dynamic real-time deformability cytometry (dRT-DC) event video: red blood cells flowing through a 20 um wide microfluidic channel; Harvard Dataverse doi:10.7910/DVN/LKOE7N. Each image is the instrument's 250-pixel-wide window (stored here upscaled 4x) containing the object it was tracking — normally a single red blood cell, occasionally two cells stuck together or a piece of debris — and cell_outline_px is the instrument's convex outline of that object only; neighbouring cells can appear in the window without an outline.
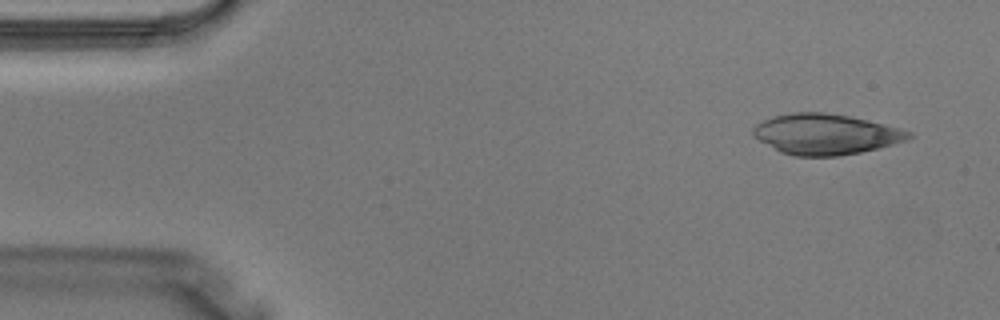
{"species": "Egyptian fruit bat (a non-hibernating species)", "species_latin": "Rousettus aegyptiacus", "temperature_condition": "warm", "stored_images_in_passage": 4, "camera_frame_rate_fps": 3000, "um_per_image_px": 0.085, "animal": {"sex": "male"}, "frame": {"image": 1, "passage_image": 1, "time_ms": 0.0, "image_size_px": [1000, 320], "cell_outline_px": [[912, 136], [904, 140], [876, 148], [860, 152], [840, 156], [792, 156], [780, 152], [752, 136], [752, 128], [756, 124], [764, 120], [776, 116], [792, 112], [824, 112], [852, 116], [884, 124], [912, 132]], "centroid_in_image_um": [70.13, 11.4], "position_along_channel_um": 14.9, "area_um2": 36.59}}